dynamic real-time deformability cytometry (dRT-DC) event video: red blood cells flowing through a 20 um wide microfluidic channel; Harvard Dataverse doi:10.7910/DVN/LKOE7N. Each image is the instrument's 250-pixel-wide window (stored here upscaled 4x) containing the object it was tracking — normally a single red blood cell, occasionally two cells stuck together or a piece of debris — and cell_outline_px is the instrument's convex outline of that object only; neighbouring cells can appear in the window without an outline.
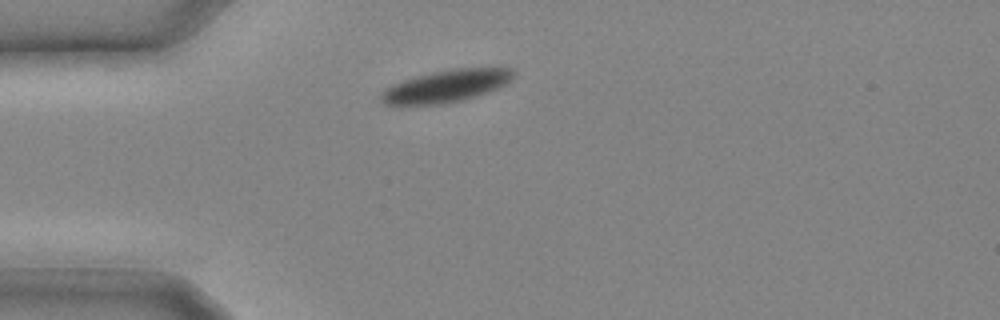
{"species": "common noctule bat (a hibernating species)", "species_latin": "Nyctalus noctula", "temperature_condition": "cold", "stored_images_in_passage": 4, "camera_frame_rate_fps": 3000, "um_per_image_px": 0.085, "animal": {"sex": "male", "body_mass_g": 20.4}, "frame": {"image": 1, "passage_image": 1, "time_ms": 0.0, "image_size_px": [1000, 320], "cell_outline_px": [[516, 72], [504, 84], [488, 92], [460, 100], [444, 104], [384, 104], [380, 100], [380, 96], [384, 88], [392, 84], [416, 76], [432, 72], [456, 68], [512, 68]], "centroid_in_image_um": [37.89, 7.31], "position_along_channel_um": 47.1, "area_um2": 24.45}}
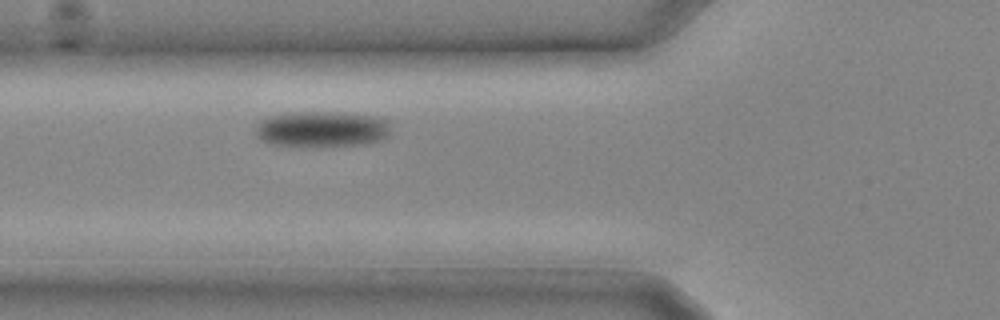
{"frame": {"image": 2, "passage_image": 4, "time_ms": 1.0, "image_size_px": [1000, 320], "cell_outline_px": [[388, 136], [384, 140], [368, 144], [272, 144], [256, 136], [252, 128], [260, 120], [268, 116], [296, 112], [328, 112], [372, 116], [384, 120], [388, 124]], "centroid_in_image_um": [27.3, 10.95], "position_along_channel_um": 98.5, "area_um2": 27.34}}